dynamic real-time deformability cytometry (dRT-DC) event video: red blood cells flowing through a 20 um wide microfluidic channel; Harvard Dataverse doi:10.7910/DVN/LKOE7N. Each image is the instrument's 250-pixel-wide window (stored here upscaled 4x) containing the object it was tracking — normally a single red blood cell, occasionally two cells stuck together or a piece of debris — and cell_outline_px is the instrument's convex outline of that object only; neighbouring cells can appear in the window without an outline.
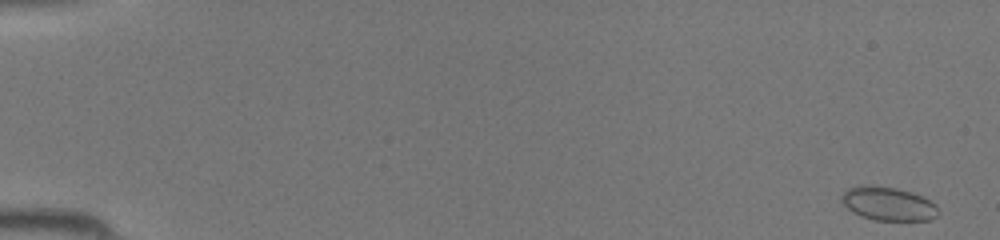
{"species": "common noctule bat (a hibernating species)", "species_latin": "Nyctalus noctula", "temperature_condition": "room temperature", "stored_images_in_passage": 8, "camera_frame_rate_fps": 3000, "um_per_image_px": 0.085, "animal": {"sex": "female", "body_mass_g": 19.5, "forearm_length_mm": 54.1}, "frame": {"image": 1, "passage_image": 1, "time_ms": 0.0, "image_size_px": [1000, 240], "cell_outline_px": [[940, 212], [936, 216], [928, 220], [872, 220], [860, 216], [852, 212], [840, 200], [840, 196], [848, 188], [896, 188], [912, 192], [936, 204]], "centroid_in_image_um": [75.53, 17.37], "position_along_channel_um": 9.5, "area_um2": 18.32}}